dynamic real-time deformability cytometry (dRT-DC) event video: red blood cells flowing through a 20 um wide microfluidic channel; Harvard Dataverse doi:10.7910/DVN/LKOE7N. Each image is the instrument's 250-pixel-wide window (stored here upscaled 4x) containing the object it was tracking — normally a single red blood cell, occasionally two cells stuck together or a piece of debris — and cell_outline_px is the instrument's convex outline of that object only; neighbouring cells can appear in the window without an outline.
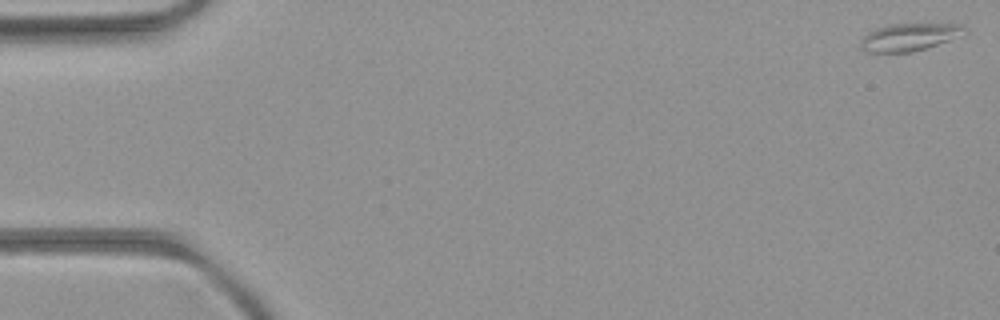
{"species": "common noctule bat (a hibernating species)", "species_latin": "Nyctalus noctula", "temperature_condition": "room temperature", "stored_images_in_passage": 5, "camera_frame_rate_fps": 3000, "um_per_image_px": 0.085, "animal": {"sex": "female", "body_mass_g": 21.9}, "frame": {"image": 1, "passage_image": 5, "time_ms": 5.333, "image_size_px": [1000, 320], "cell_outline_px": [[968, 32], [964, 36], [912, 52], [868, 52], [860, 48], [860, 40], [868, 32], [876, 28], [888, 24], [960, 24]], "centroid_in_image_um": [77.31, 3.15], "position_along_channel_um": 7.7, "area_um2": 16.76}}